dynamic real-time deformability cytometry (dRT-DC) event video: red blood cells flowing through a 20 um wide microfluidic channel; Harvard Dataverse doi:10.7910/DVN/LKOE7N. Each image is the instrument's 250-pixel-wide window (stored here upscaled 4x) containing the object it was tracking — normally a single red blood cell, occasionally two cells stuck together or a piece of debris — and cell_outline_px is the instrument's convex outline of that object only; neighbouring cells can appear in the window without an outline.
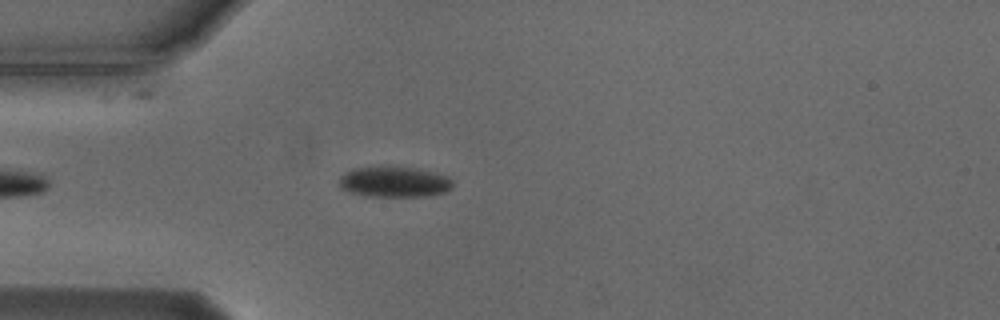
{"species": "Egyptian fruit bat (a non-hibernating species)", "species_latin": "Rousettus aegyptiacus", "temperature_condition": "cold", "stored_images_in_passage": 45, "camera_frame_rate_fps": 3000, "um_per_image_px": 0.085, "animal": {"sex": "male"}, "frame": {"image": 1, "passage_image": 6, "time_ms": 1.667, "image_size_px": [1000, 320], "cell_outline_px": [[452, 188], [444, 192], [428, 196], [364, 196], [340, 188], [340, 176], [344, 172], [352, 168], [380, 164], [392, 164], [432, 172], [448, 176], [452, 180]], "centroid_in_image_um": [33.47, 15.41], "position_along_channel_um": 51.5, "area_um2": 20.87}}
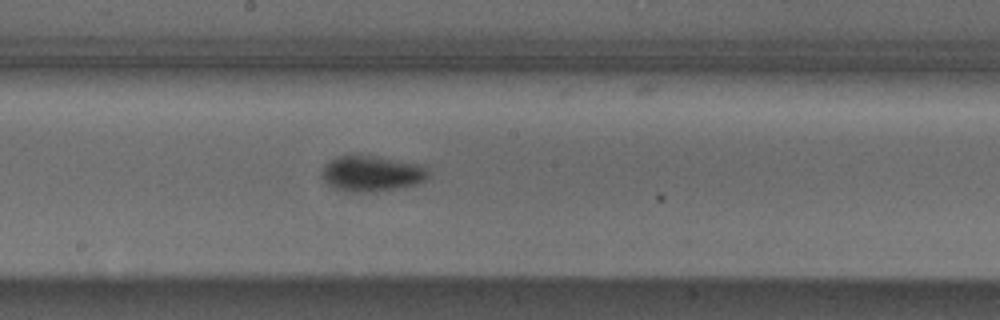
{"frame": {"image": 2, "passage_image": 20, "time_ms": 6.333, "image_size_px": [1000, 320], "cell_outline_px": [[428, 176], [424, 180], [416, 184], [396, 188], [372, 192], [352, 192], [336, 188], [328, 184], [324, 180], [324, 164], [336, 156], [376, 156], [420, 164], [428, 168]], "centroid_in_image_um": [31.62, 14.75], "position_along_channel_um": 216.6, "area_um2": 21.79}}
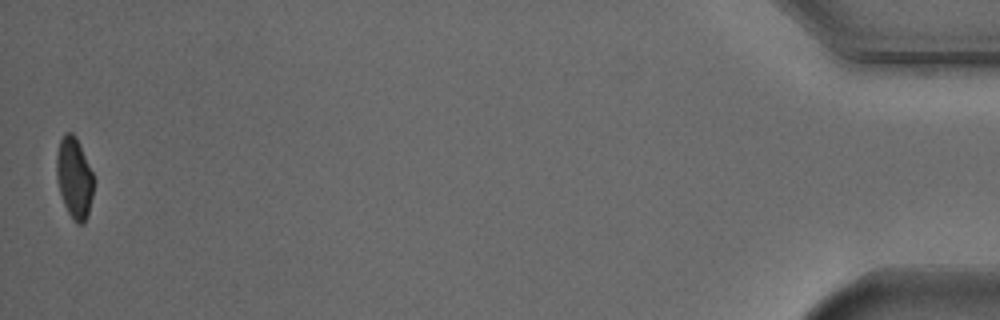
{"frame": {"image": 3, "passage_image": 45, "time_ms": 14.667, "image_size_px": [1000, 320], "cell_outline_px": [[92, 196], [88, 216], [84, 224], [76, 224], [72, 220], [64, 204], [60, 192], [56, 176], [56, 156], [60, 140], [64, 132], [72, 132], [76, 136], [92, 172]], "centroid_in_image_um": [6.29, 15.13], "position_along_channel_um": 428.9, "area_um2": 17.46}, "authors_computed_cell_mechanics": {"area_um2": 20.7502, "velocity_mm_per_s": 3.7355, "shape_relaxation_time_tau1_ms": 2.8411, "shape_relaxation_time_tau2_ms": null, "deformation_change_tau1": 0.0811, "deformation_change_tau2": null}}